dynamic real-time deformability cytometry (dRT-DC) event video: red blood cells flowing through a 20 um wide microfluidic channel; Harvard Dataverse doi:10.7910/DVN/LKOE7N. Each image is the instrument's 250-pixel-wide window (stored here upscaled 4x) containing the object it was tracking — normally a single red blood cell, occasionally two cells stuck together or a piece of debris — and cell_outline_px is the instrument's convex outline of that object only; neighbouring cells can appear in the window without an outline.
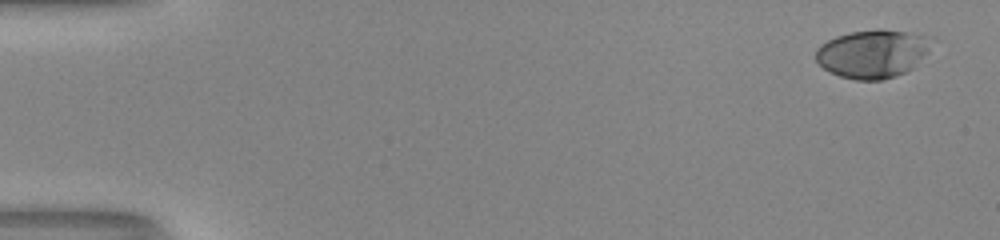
{"species": "human", "species_latin": "Homo sapiens", "temperature_condition": "room temperature", "stored_images_in_passage": 51, "camera_frame_rate_fps": 3000, "um_per_image_px": 0.085, "donor": {"sex": "male"}, "frame": {"image": 1, "passage_image": 1, "time_ms": 0.0, "image_size_px": [1000, 240], "cell_outline_px": [[932, 36], [928, 52], [912, 68], [896, 76], [880, 80], [856, 80], [840, 76], [824, 68], [816, 60], [816, 48], [820, 44], [836, 36], [852, 32], [876, 28], [880, 28], [908, 32]], "centroid_in_image_um": [74.18, 4.54], "position_along_channel_um": 10.8, "area_um2": 32.6}}
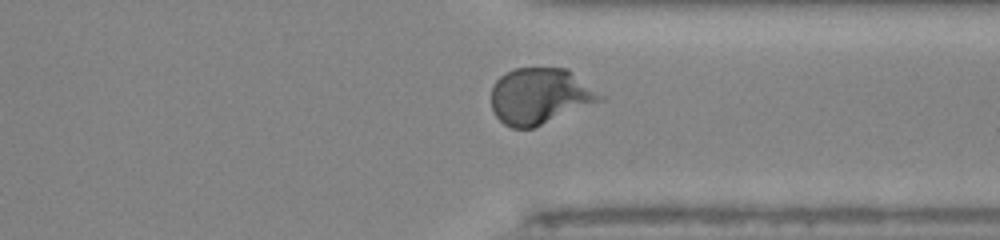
{"frame": {"image": 2, "passage_image": 39, "time_ms": 12.667, "image_size_px": [1000, 240], "cell_outline_px": [[604, 100], [532, 128], [512, 128], [504, 124], [496, 116], [492, 108], [492, 88], [496, 80], [500, 76], [516, 68], [568, 68], [604, 96]], "centroid_in_image_um": [45.9, 8.16], "position_along_channel_um": 365.5, "area_um2": 35.37}}
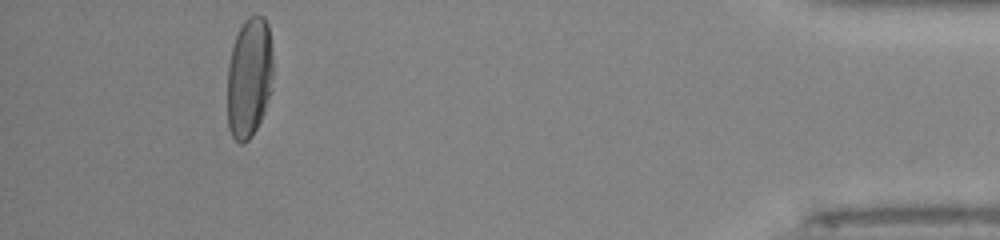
{"frame": {"image": 3, "passage_image": 47, "time_ms": 15.333, "image_size_px": [1000, 240], "cell_outline_px": [[272, 88], [264, 112], [252, 136], [244, 144], [240, 144], [232, 136], [228, 128], [228, 64], [232, 48], [236, 36], [244, 20], [248, 16], [264, 16], [268, 24], [272, 48]], "centroid_in_image_um": [21.19, 6.6], "position_along_channel_um": 414.0, "area_um2": 32.25}, "authors_computed_cell_mechanics": {"area_um2": 33.0616, "velocity_mm_per_s": 4.1298, "shape_relaxation_time_tau1_ms": 4.7854, "shape_relaxation_time_tau2_ms": null, "deformation_change_tau1": 0.2334, "deformation_change_tau2": null}}